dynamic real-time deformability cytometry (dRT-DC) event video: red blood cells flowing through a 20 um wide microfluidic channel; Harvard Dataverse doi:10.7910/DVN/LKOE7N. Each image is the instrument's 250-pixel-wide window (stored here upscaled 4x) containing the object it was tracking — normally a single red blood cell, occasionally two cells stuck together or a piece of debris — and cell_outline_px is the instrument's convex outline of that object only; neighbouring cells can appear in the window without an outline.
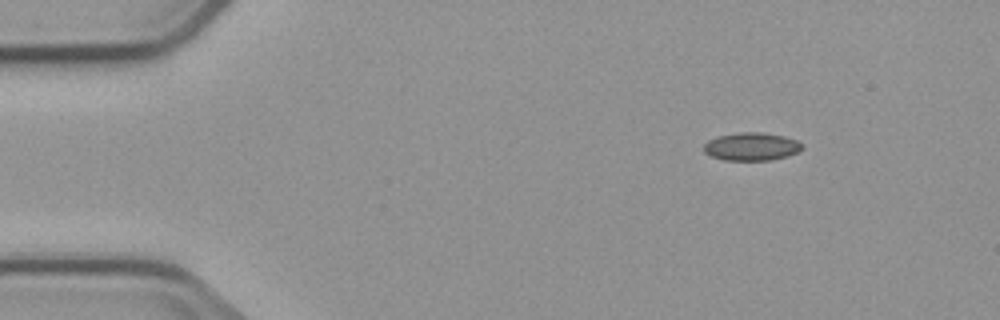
{"species": "common noctule bat (a hibernating species)", "species_latin": "Nyctalus noctula", "temperature_condition": "cold", "stored_images_in_passage": 4, "camera_frame_rate_fps": 3000, "um_per_image_px": 0.085, "animal": {"sex": "male", "body_mass_g": 23.1, "forearm_length_mm": 52.7}, "frame": {"image": 1, "passage_image": 1, "time_ms": 0.0, "image_size_px": [1000, 320], "cell_outline_px": [[804, 148], [800, 152], [788, 156], [772, 160], [724, 160], [712, 156], [704, 152], [704, 144], [708, 140], [720, 136], [740, 132], [760, 132], [784, 136], [796, 140]], "centroid_in_image_um": [63.9, 12.46], "position_along_channel_um": 21.1, "area_um2": 16.01}}
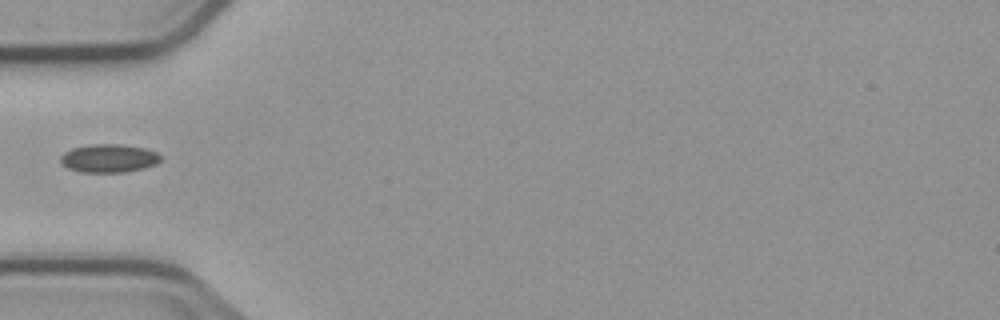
{"frame": {"image": 2, "passage_image": 4, "time_ms": 3.667, "image_size_px": [1000, 320], "cell_outline_px": [[160, 160], [156, 164], [144, 168], [124, 172], [80, 172], [68, 168], [60, 164], [60, 156], [64, 152], [72, 148], [92, 144], [116, 144], [144, 148], [156, 152], [160, 156]], "centroid_in_image_um": [9.21, 13.46], "position_along_channel_um": 75.8, "area_um2": 16.47}}